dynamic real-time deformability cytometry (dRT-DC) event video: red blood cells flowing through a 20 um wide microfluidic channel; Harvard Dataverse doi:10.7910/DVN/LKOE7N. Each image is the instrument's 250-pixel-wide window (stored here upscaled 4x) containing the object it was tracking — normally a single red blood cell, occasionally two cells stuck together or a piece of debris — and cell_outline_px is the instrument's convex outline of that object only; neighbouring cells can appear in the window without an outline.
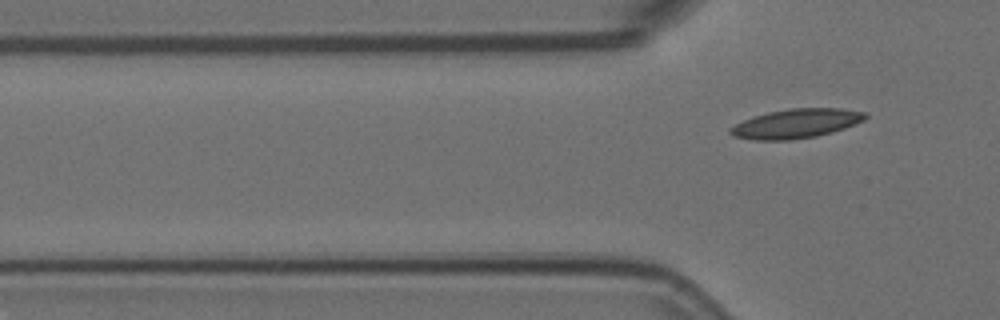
{"species": "Egyptian fruit bat (a non-hibernating species)", "species_latin": "Rousettus aegyptiacus", "temperature_condition": "room temperature", "stored_images_in_passage": 5, "segment_of_instrument_passage": [2, 2], "camera_frame_rate_fps": 3000, "um_per_image_px": 0.085, "animal": {"sex": "female"}, "frame": {"image": 1, "passage_image": 5, "time_ms": 1.333, "image_size_px": [1000, 320], "cell_outline_px": [[868, 116], [864, 120], [844, 128], [832, 132], [816, 136], [788, 140], [756, 140], [732, 136], [728, 132], [728, 128], [752, 116], [768, 112], [788, 108], [840, 108], [864, 112]], "centroid_in_image_um": [67.63, 10.5], "position_along_channel_um": 58.2, "area_um2": 23.0}}